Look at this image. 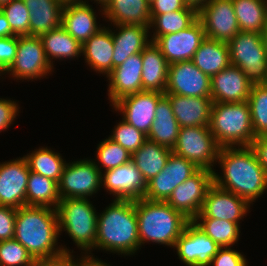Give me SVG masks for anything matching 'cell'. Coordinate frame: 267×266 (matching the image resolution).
<instances>
[{
	"mask_svg": "<svg viewBox=\"0 0 267 266\" xmlns=\"http://www.w3.org/2000/svg\"><path fill=\"white\" fill-rule=\"evenodd\" d=\"M164 94L211 97V78L198 69L192 60L169 64Z\"/></svg>",
	"mask_w": 267,
	"mask_h": 266,
	"instance_id": "14",
	"label": "cell"
},
{
	"mask_svg": "<svg viewBox=\"0 0 267 266\" xmlns=\"http://www.w3.org/2000/svg\"><path fill=\"white\" fill-rule=\"evenodd\" d=\"M11 0H0V6L3 4L9 3Z\"/></svg>",
	"mask_w": 267,
	"mask_h": 266,
	"instance_id": "56",
	"label": "cell"
},
{
	"mask_svg": "<svg viewBox=\"0 0 267 266\" xmlns=\"http://www.w3.org/2000/svg\"><path fill=\"white\" fill-rule=\"evenodd\" d=\"M187 4L184 0H155L150 4V14H165L183 10Z\"/></svg>",
	"mask_w": 267,
	"mask_h": 266,
	"instance_id": "49",
	"label": "cell"
},
{
	"mask_svg": "<svg viewBox=\"0 0 267 266\" xmlns=\"http://www.w3.org/2000/svg\"><path fill=\"white\" fill-rule=\"evenodd\" d=\"M155 0H147L149 4H152Z\"/></svg>",
	"mask_w": 267,
	"mask_h": 266,
	"instance_id": "58",
	"label": "cell"
},
{
	"mask_svg": "<svg viewBox=\"0 0 267 266\" xmlns=\"http://www.w3.org/2000/svg\"><path fill=\"white\" fill-rule=\"evenodd\" d=\"M198 18V10L187 5L183 10L165 14H151L152 29L150 40L155 42L160 36L177 33L189 27ZM152 27V28H151Z\"/></svg>",
	"mask_w": 267,
	"mask_h": 266,
	"instance_id": "34",
	"label": "cell"
},
{
	"mask_svg": "<svg viewBox=\"0 0 267 266\" xmlns=\"http://www.w3.org/2000/svg\"><path fill=\"white\" fill-rule=\"evenodd\" d=\"M96 149L98 162H95V164L101 173L131 161L132 154L109 137L100 142ZM102 167L105 170H102Z\"/></svg>",
	"mask_w": 267,
	"mask_h": 266,
	"instance_id": "40",
	"label": "cell"
},
{
	"mask_svg": "<svg viewBox=\"0 0 267 266\" xmlns=\"http://www.w3.org/2000/svg\"><path fill=\"white\" fill-rule=\"evenodd\" d=\"M34 258L14 238L0 241V266H30Z\"/></svg>",
	"mask_w": 267,
	"mask_h": 266,
	"instance_id": "42",
	"label": "cell"
},
{
	"mask_svg": "<svg viewBox=\"0 0 267 266\" xmlns=\"http://www.w3.org/2000/svg\"><path fill=\"white\" fill-rule=\"evenodd\" d=\"M172 105L174 116L181 127L209 126L211 97H187L177 94H165Z\"/></svg>",
	"mask_w": 267,
	"mask_h": 266,
	"instance_id": "25",
	"label": "cell"
},
{
	"mask_svg": "<svg viewBox=\"0 0 267 266\" xmlns=\"http://www.w3.org/2000/svg\"><path fill=\"white\" fill-rule=\"evenodd\" d=\"M30 13V36L59 28L64 4L61 0H23Z\"/></svg>",
	"mask_w": 267,
	"mask_h": 266,
	"instance_id": "29",
	"label": "cell"
},
{
	"mask_svg": "<svg viewBox=\"0 0 267 266\" xmlns=\"http://www.w3.org/2000/svg\"><path fill=\"white\" fill-rule=\"evenodd\" d=\"M228 46L231 65L239 67L252 84L267 81V50L261 33L239 31Z\"/></svg>",
	"mask_w": 267,
	"mask_h": 266,
	"instance_id": "7",
	"label": "cell"
},
{
	"mask_svg": "<svg viewBox=\"0 0 267 266\" xmlns=\"http://www.w3.org/2000/svg\"><path fill=\"white\" fill-rule=\"evenodd\" d=\"M142 64L143 91L165 93L169 64L159 47L152 41L142 51Z\"/></svg>",
	"mask_w": 267,
	"mask_h": 266,
	"instance_id": "27",
	"label": "cell"
},
{
	"mask_svg": "<svg viewBox=\"0 0 267 266\" xmlns=\"http://www.w3.org/2000/svg\"><path fill=\"white\" fill-rule=\"evenodd\" d=\"M24 157L31 172L51 178L59 183L67 163L60 153L47 147H39Z\"/></svg>",
	"mask_w": 267,
	"mask_h": 266,
	"instance_id": "37",
	"label": "cell"
},
{
	"mask_svg": "<svg viewBox=\"0 0 267 266\" xmlns=\"http://www.w3.org/2000/svg\"><path fill=\"white\" fill-rule=\"evenodd\" d=\"M16 101L0 98V132L7 130L20 113Z\"/></svg>",
	"mask_w": 267,
	"mask_h": 266,
	"instance_id": "48",
	"label": "cell"
},
{
	"mask_svg": "<svg viewBox=\"0 0 267 266\" xmlns=\"http://www.w3.org/2000/svg\"><path fill=\"white\" fill-rule=\"evenodd\" d=\"M0 11L15 35H30V13L23 0H11L0 6Z\"/></svg>",
	"mask_w": 267,
	"mask_h": 266,
	"instance_id": "41",
	"label": "cell"
},
{
	"mask_svg": "<svg viewBox=\"0 0 267 266\" xmlns=\"http://www.w3.org/2000/svg\"><path fill=\"white\" fill-rule=\"evenodd\" d=\"M205 39L202 22L197 18L189 27L160 36L154 43L159 47L168 64L192 60L194 53Z\"/></svg>",
	"mask_w": 267,
	"mask_h": 266,
	"instance_id": "17",
	"label": "cell"
},
{
	"mask_svg": "<svg viewBox=\"0 0 267 266\" xmlns=\"http://www.w3.org/2000/svg\"><path fill=\"white\" fill-rule=\"evenodd\" d=\"M102 28L82 44L84 60L97 73L106 77L112 72L113 38L112 29Z\"/></svg>",
	"mask_w": 267,
	"mask_h": 266,
	"instance_id": "26",
	"label": "cell"
},
{
	"mask_svg": "<svg viewBox=\"0 0 267 266\" xmlns=\"http://www.w3.org/2000/svg\"><path fill=\"white\" fill-rule=\"evenodd\" d=\"M219 247H232L240 239V225L214 218H194L192 220Z\"/></svg>",
	"mask_w": 267,
	"mask_h": 266,
	"instance_id": "38",
	"label": "cell"
},
{
	"mask_svg": "<svg viewBox=\"0 0 267 266\" xmlns=\"http://www.w3.org/2000/svg\"><path fill=\"white\" fill-rule=\"evenodd\" d=\"M213 184V171L199 169L178 185L166 202L192 221L201 212L207 192Z\"/></svg>",
	"mask_w": 267,
	"mask_h": 266,
	"instance_id": "11",
	"label": "cell"
},
{
	"mask_svg": "<svg viewBox=\"0 0 267 266\" xmlns=\"http://www.w3.org/2000/svg\"><path fill=\"white\" fill-rule=\"evenodd\" d=\"M109 138L120 144L130 154H133L143 145L147 136L122 119L115 125L112 135Z\"/></svg>",
	"mask_w": 267,
	"mask_h": 266,
	"instance_id": "43",
	"label": "cell"
},
{
	"mask_svg": "<svg viewBox=\"0 0 267 266\" xmlns=\"http://www.w3.org/2000/svg\"><path fill=\"white\" fill-rule=\"evenodd\" d=\"M88 0L66 2L62 11L61 25L80 44H83L102 27L97 23L96 11Z\"/></svg>",
	"mask_w": 267,
	"mask_h": 266,
	"instance_id": "23",
	"label": "cell"
},
{
	"mask_svg": "<svg viewBox=\"0 0 267 266\" xmlns=\"http://www.w3.org/2000/svg\"><path fill=\"white\" fill-rule=\"evenodd\" d=\"M163 95L156 91H141L121 98L112 106L123 115L126 123L147 135L155 120L158 101Z\"/></svg>",
	"mask_w": 267,
	"mask_h": 266,
	"instance_id": "16",
	"label": "cell"
},
{
	"mask_svg": "<svg viewBox=\"0 0 267 266\" xmlns=\"http://www.w3.org/2000/svg\"><path fill=\"white\" fill-rule=\"evenodd\" d=\"M262 38H263V43H264V46L267 50V25L266 27L264 28V30L262 31Z\"/></svg>",
	"mask_w": 267,
	"mask_h": 266,
	"instance_id": "55",
	"label": "cell"
},
{
	"mask_svg": "<svg viewBox=\"0 0 267 266\" xmlns=\"http://www.w3.org/2000/svg\"><path fill=\"white\" fill-rule=\"evenodd\" d=\"M247 102L255 137L267 135V85L253 84Z\"/></svg>",
	"mask_w": 267,
	"mask_h": 266,
	"instance_id": "39",
	"label": "cell"
},
{
	"mask_svg": "<svg viewBox=\"0 0 267 266\" xmlns=\"http://www.w3.org/2000/svg\"><path fill=\"white\" fill-rule=\"evenodd\" d=\"M91 1H93V0H91ZM109 0H94V2H96V4H100L99 6H100V12H102L101 14H102V18H103V15H104V10H103V7L107 4V2H108Z\"/></svg>",
	"mask_w": 267,
	"mask_h": 266,
	"instance_id": "54",
	"label": "cell"
},
{
	"mask_svg": "<svg viewBox=\"0 0 267 266\" xmlns=\"http://www.w3.org/2000/svg\"><path fill=\"white\" fill-rule=\"evenodd\" d=\"M220 146L209 126L181 127L172 152L190 160L199 169L214 171Z\"/></svg>",
	"mask_w": 267,
	"mask_h": 266,
	"instance_id": "8",
	"label": "cell"
},
{
	"mask_svg": "<svg viewBox=\"0 0 267 266\" xmlns=\"http://www.w3.org/2000/svg\"><path fill=\"white\" fill-rule=\"evenodd\" d=\"M17 209L0 205V241L14 238Z\"/></svg>",
	"mask_w": 267,
	"mask_h": 266,
	"instance_id": "46",
	"label": "cell"
},
{
	"mask_svg": "<svg viewBox=\"0 0 267 266\" xmlns=\"http://www.w3.org/2000/svg\"><path fill=\"white\" fill-rule=\"evenodd\" d=\"M53 67L44 52L40 37L18 36V46L15 60L4 73L17 80H36L51 74Z\"/></svg>",
	"mask_w": 267,
	"mask_h": 266,
	"instance_id": "10",
	"label": "cell"
},
{
	"mask_svg": "<svg viewBox=\"0 0 267 266\" xmlns=\"http://www.w3.org/2000/svg\"><path fill=\"white\" fill-rule=\"evenodd\" d=\"M59 202L58 182L30 171L26 188V205L57 209Z\"/></svg>",
	"mask_w": 267,
	"mask_h": 266,
	"instance_id": "35",
	"label": "cell"
},
{
	"mask_svg": "<svg viewBox=\"0 0 267 266\" xmlns=\"http://www.w3.org/2000/svg\"><path fill=\"white\" fill-rule=\"evenodd\" d=\"M198 170L199 168L190 160L171 152L163 170L147 182L143 198L166 202L173 190Z\"/></svg>",
	"mask_w": 267,
	"mask_h": 266,
	"instance_id": "13",
	"label": "cell"
},
{
	"mask_svg": "<svg viewBox=\"0 0 267 266\" xmlns=\"http://www.w3.org/2000/svg\"><path fill=\"white\" fill-rule=\"evenodd\" d=\"M81 266H109L107 263L85 261Z\"/></svg>",
	"mask_w": 267,
	"mask_h": 266,
	"instance_id": "53",
	"label": "cell"
},
{
	"mask_svg": "<svg viewBox=\"0 0 267 266\" xmlns=\"http://www.w3.org/2000/svg\"><path fill=\"white\" fill-rule=\"evenodd\" d=\"M250 203L213 184L205 197L201 212L195 218H214L240 224L249 213Z\"/></svg>",
	"mask_w": 267,
	"mask_h": 266,
	"instance_id": "19",
	"label": "cell"
},
{
	"mask_svg": "<svg viewBox=\"0 0 267 266\" xmlns=\"http://www.w3.org/2000/svg\"><path fill=\"white\" fill-rule=\"evenodd\" d=\"M171 152L172 149L146 139L143 145L132 154L131 161L147 183L163 170Z\"/></svg>",
	"mask_w": 267,
	"mask_h": 266,
	"instance_id": "32",
	"label": "cell"
},
{
	"mask_svg": "<svg viewBox=\"0 0 267 266\" xmlns=\"http://www.w3.org/2000/svg\"><path fill=\"white\" fill-rule=\"evenodd\" d=\"M40 39L52 67L55 62L53 59H75L82 55V44L71 36L62 25L41 35Z\"/></svg>",
	"mask_w": 267,
	"mask_h": 266,
	"instance_id": "33",
	"label": "cell"
},
{
	"mask_svg": "<svg viewBox=\"0 0 267 266\" xmlns=\"http://www.w3.org/2000/svg\"><path fill=\"white\" fill-rule=\"evenodd\" d=\"M251 148L256 153L260 165L267 173V135L256 137L251 144Z\"/></svg>",
	"mask_w": 267,
	"mask_h": 266,
	"instance_id": "50",
	"label": "cell"
},
{
	"mask_svg": "<svg viewBox=\"0 0 267 266\" xmlns=\"http://www.w3.org/2000/svg\"><path fill=\"white\" fill-rule=\"evenodd\" d=\"M102 188L115 200H138L144 197L147 183L132 161L102 172Z\"/></svg>",
	"mask_w": 267,
	"mask_h": 266,
	"instance_id": "20",
	"label": "cell"
},
{
	"mask_svg": "<svg viewBox=\"0 0 267 266\" xmlns=\"http://www.w3.org/2000/svg\"><path fill=\"white\" fill-rule=\"evenodd\" d=\"M252 85L239 67L230 65L211 77L212 102L246 101L249 98Z\"/></svg>",
	"mask_w": 267,
	"mask_h": 266,
	"instance_id": "22",
	"label": "cell"
},
{
	"mask_svg": "<svg viewBox=\"0 0 267 266\" xmlns=\"http://www.w3.org/2000/svg\"><path fill=\"white\" fill-rule=\"evenodd\" d=\"M248 266L244 254L231 247H220L211 260L210 266Z\"/></svg>",
	"mask_w": 267,
	"mask_h": 266,
	"instance_id": "45",
	"label": "cell"
},
{
	"mask_svg": "<svg viewBox=\"0 0 267 266\" xmlns=\"http://www.w3.org/2000/svg\"><path fill=\"white\" fill-rule=\"evenodd\" d=\"M142 52L129 56L121 65L113 68L108 78V100L113 105L121 98L143 91Z\"/></svg>",
	"mask_w": 267,
	"mask_h": 266,
	"instance_id": "21",
	"label": "cell"
},
{
	"mask_svg": "<svg viewBox=\"0 0 267 266\" xmlns=\"http://www.w3.org/2000/svg\"><path fill=\"white\" fill-rule=\"evenodd\" d=\"M73 251L74 250H72L71 253H63L53 258L34 259L30 266H81L86 259L82 256L76 259L75 255L72 254Z\"/></svg>",
	"mask_w": 267,
	"mask_h": 266,
	"instance_id": "47",
	"label": "cell"
},
{
	"mask_svg": "<svg viewBox=\"0 0 267 266\" xmlns=\"http://www.w3.org/2000/svg\"><path fill=\"white\" fill-rule=\"evenodd\" d=\"M205 37L229 42L240 31L232 0H209L198 10Z\"/></svg>",
	"mask_w": 267,
	"mask_h": 266,
	"instance_id": "12",
	"label": "cell"
},
{
	"mask_svg": "<svg viewBox=\"0 0 267 266\" xmlns=\"http://www.w3.org/2000/svg\"><path fill=\"white\" fill-rule=\"evenodd\" d=\"M103 10L104 17L112 25H151L150 4L147 0H109Z\"/></svg>",
	"mask_w": 267,
	"mask_h": 266,
	"instance_id": "28",
	"label": "cell"
},
{
	"mask_svg": "<svg viewBox=\"0 0 267 266\" xmlns=\"http://www.w3.org/2000/svg\"><path fill=\"white\" fill-rule=\"evenodd\" d=\"M220 247L193 221H189L176 240L178 258L187 266H210Z\"/></svg>",
	"mask_w": 267,
	"mask_h": 266,
	"instance_id": "15",
	"label": "cell"
},
{
	"mask_svg": "<svg viewBox=\"0 0 267 266\" xmlns=\"http://www.w3.org/2000/svg\"><path fill=\"white\" fill-rule=\"evenodd\" d=\"M209 127L221 148L250 147L256 138L247 100L213 103Z\"/></svg>",
	"mask_w": 267,
	"mask_h": 266,
	"instance_id": "6",
	"label": "cell"
},
{
	"mask_svg": "<svg viewBox=\"0 0 267 266\" xmlns=\"http://www.w3.org/2000/svg\"><path fill=\"white\" fill-rule=\"evenodd\" d=\"M18 46V36L0 37V76L13 64Z\"/></svg>",
	"mask_w": 267,
	"mask_h": 266,
	"instance_id": "44",
	"label": "cell"
},
{
	"mask_svg": "<svg viewBox=\"0 0 267 266\" xmlns=\"http://www.w3.org/2000/svg\"><path fill=\"white\" fill-rule=\"evenodd\" d=\"M180 126L174 116L169 98L164 94L158 101L155 120L152 123L147 139L172 149L178 138Z\"/></svg>",
	"mask_w": 267,
	"mask_h": 266,
	"instance_id": "30",
	"label": "cell"
},
{
	"mask_svg": "<svg viewBox=\"0 0 267 266\" xmlns=\"http://www.w3.org/2000/svg\"><path fill=\"white\" fill-rule=\"evenodd\" d=\"M10 36H15V34L12 32L6 17L0 11V37Z\"/></svg>",
	"mask_w": 267,
	"mask_h": 266,
	"instance_id": "51",
	"label": "cell"
},
{
	"mask_svg": "<svg viewBox=\"0 0 267 266\" xmlns=\"http://www.w3.org/2000/svg\"><path fill=\"white\" fill-rule=\"evenodd\" d=\"M29 175L24 156L0 163V205L16 209L26 205Z\"/></svg>",
	"mask_w": 267,
	"mask_h": 266,
	"instance_id": "18",
	"label": "cell"
},
{
	"mask_svg": "<svg viewBox=\"0 0 267 266\" xmlns=\"http://www.w3.org/2000/svg\"><path fill=\"white\" fill-rule=\"evenodd\" d=\"M217 164L222 175L213 171L214 184L247 200L251 205L267 189V173L250 147L220 148Z\"/></svg>",
	"mask_w": 267,
	"mask_h": 266,
	"instance_id": "1",
	"label": "cell"
},
{
	"mask_svg": "<svg viewBox=\"0 0 267 266\" xmlns=\"http://www.w3.org/2000/svg\"><path fill=\"white\" fill-rule=\"evenodd\" d=\"M59 225L57 210L44 206H22L15 217L14 239L24 246L34 259L53 258L71 253L58 246Z\"/></svg>",
	"mask_w": 267,
	"mask_h": 266,
	"instance_id": "2",
	"label": "cell"
},
{
	"mask_svg": "<svg viewBox=\"0 0 267 266\" xmlns=\"http://www.w3.org/2000/svg\"><path fill=\"white\" fill-rule=\"evenodd\" d=\"M208 1L209 0H184L187 5L192 6L197 10L204 6Z\"/></svg>",
	"mask_w": 267,
	"mask_h": 266,
	"instance_id": "52",
	"label": "cell"
},
{
	"mask_svg": "<svg viewBox=\"0 0 267 266\" xmlns=\"http://www.w3.org/2000/svg\"><path fill=\"white\" fill-rule=\"evenodd\" d=\"M97 215L95 249L134 255L140 248L135 200H112Z\"/></svg>",
	"mask_w": 267,
	"mask_h": 266,
	"instance_id": "3",
	"label": "cell"
},
{
	"mask_svg": "<svg viewBox=\"0 0 267 266\" xmlns=\"http://www.w3.org/2000/svg\"><path fill=\"white\" fill-rule=\"evenodd\" d=\"M140 249L153 242L174 248L176 240L190 221L167 202L135 200Z\"/></svg>",
	"mask_w": 267,
	"mask_h": 266,
	"instance_id": "4",
	"label": "cell"
},
{
	"mask_svg": "<svg viewBox=\"0 0 267 266\" xmlns=\"http://www.w3.org/2000/svg\"><path fill=\"white\" fill-rule=\"evenodd\" d=\"M113 27H116V30L112 31L114 45L112 70L121 65L129 56L142 52L151 42L148 26L117 24Z\"/></svg>",
	"mask_w": 267,
	"mask_h": 266,
	"instance_id": "24",
	"label": "cell"
},
{
	"mask_svg": "<svg viewBox=\"0 0 267 266\" xmlns=\"http://www.w3.org/2000/svg\"><path fill=\"white\" fill-rule=\"evenodd\" d=\"M63 3H66V2H74V1H80V0H61Z\"/></svg>",
	"mask_w": 267,
	"mask_h": 266,
	"instance_id": "57",
	"label": "cell"
},
{
	"mask_svg": "<svg viewBox=\"0 0 267 266\" xmlns=\"http://www.w3.org/2000/svg\"><path fill=\"white\" fill-rule=\"evenodd\" d=\"M194 65L210 78L231 65L227 42L205 39L192 59Z\"/></svg>",
	"mask_w": 267,
	"mask_h": 266,
	"instance_id": "31",
	"label": "cell"
},
{
	"mask_svg": "<svg viewBox=\"0 0 267 266\" xmlns=\"http://www.w3.org/2000/svg\"><path fill=\"white\" fill-rule=\"evenodd\" d=\"M58 185L60 199H90L102 187V173L93 159L72 161L66 163Z\"/></svg>",
	"mask_w": 267,
	"mask_h": 266,
	"instance_id": "9",
	"label": "cell"
},
{
	"mask_svg": "<svg viewBox=\"0 0 267 266\" xmlns=\"http://www.w3.org/2000/svg\"><path fill=\"white\" fill-rule=\"evenodd\" d=\"M59 234L62 231L80 248L86 261L104 263L91 253L95 249L98 212L89 198L60 199L57 207ZM90 254V255H89Z\"/></svg>",
	"mask_w": 267,
	"mask_h": 266,
	"instance_id": "5",
	"label": "cell"
},
{
	"mask_svg": "<svg viewBox=\"0 0 267 266\" xmlns=\"http://www.w3.org/2000/svg\"><path fill=\"white\" fill-rule=\"evenodd\" d=\"M242 32L262 33L267 25V0H232Z\"/></svg>",
	"mask_w": 267,
	"mask_h": 266,
	"instance_id": "36",
	"label": "cell"
}]
</instances>
